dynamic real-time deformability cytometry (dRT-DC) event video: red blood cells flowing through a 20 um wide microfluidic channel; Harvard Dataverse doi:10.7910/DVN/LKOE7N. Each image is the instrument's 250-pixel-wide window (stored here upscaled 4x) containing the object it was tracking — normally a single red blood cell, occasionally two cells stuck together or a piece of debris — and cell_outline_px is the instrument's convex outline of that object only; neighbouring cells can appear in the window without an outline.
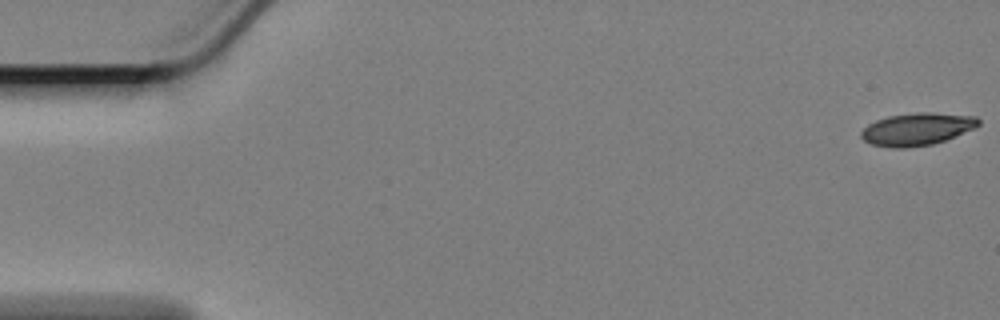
{"species": "Egyptian fruit bat (a non-hibernating species)", "species_latin": "Rousettus aegyptiacus", "temperature_condition": "cold", "stored_images_in_passage": 59, "camera_frame_rate_fps": 3000, "um_per_image_px": 0.085, "animal": {"sex": "female"}, "frame": {"image": 1, "passage_image": 1, "time_ms": 0.0, "image_size_px": [1000, 320], "cell_outline_px": [[980, 124], [976, 128], [944, 140], [932, 144], [904, 148], [892, 148], [872, 144], [864, 140], [860, 136], [860, 132], [868, 124], [876, 120], [888, 116], [916, 112], [928, 112], [976, 116], [980, 120]], "centroid_in_image_um": [77.95, 10.97], "position_along_channel_um": 7.1, "area_um2": 22.2}}
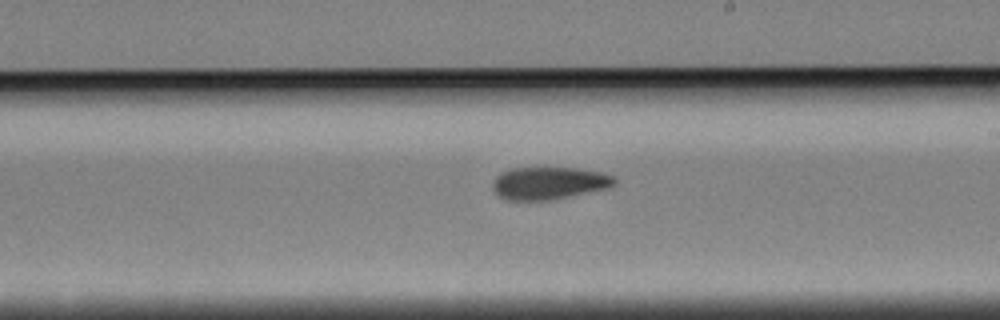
{"frame": {"image": 2, "passage_image": 34, "time_ms": 11.0, "image_size_px": [1000, 320], "cell_outline_px": [[616, 184], [612, 188], [552, 200], [504, 200], [492, 188], [492, 180], [500, 172], [508, 168], [576, 168], [600, 172], [616, 176]], "centroid_in_image_um": [46.69, 15.57], "position_along_channel_um": 242.3, "area_um2": 23.52}}
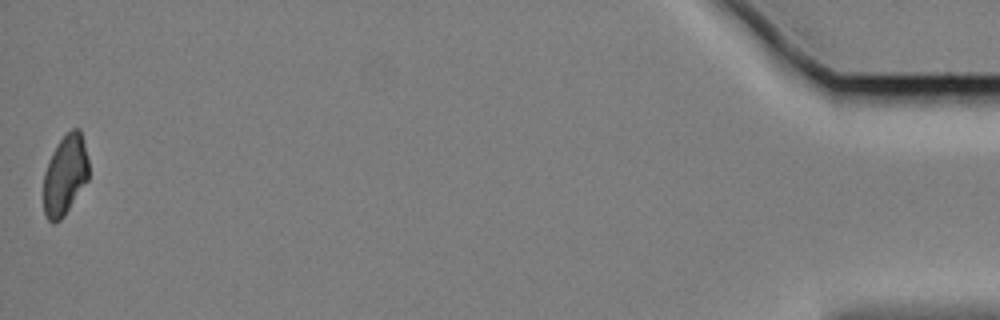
{"frame": {"image": 3, "passage_image": 59, "time_ms": 19.333, "image_size_px": [1000, 320], "cell_outline_px": [[88, 180], [64, 216], [60, 220], [52, 224], [48, 220], [44, 212], [44, 172], [48, 160], [56, 144], [72, 128], [80, 128], [88, 160]], "centroid_in_image_um": [5.52, 14.88], "position_along_channel_um": 429.7, "area_um2": 21.1}, "authors_computed_cell_mechanics": {"area_um2": 23.1778, "velocity_mm_per_s": 3.3674, "shape_relaxation_time_tau1_ms": 10.8632, "shape_relaxation_time_tau2_ms": 5.6339, "deformation_change_tau1": 0.1838, "deformation_change_tau2": 0.1218}}